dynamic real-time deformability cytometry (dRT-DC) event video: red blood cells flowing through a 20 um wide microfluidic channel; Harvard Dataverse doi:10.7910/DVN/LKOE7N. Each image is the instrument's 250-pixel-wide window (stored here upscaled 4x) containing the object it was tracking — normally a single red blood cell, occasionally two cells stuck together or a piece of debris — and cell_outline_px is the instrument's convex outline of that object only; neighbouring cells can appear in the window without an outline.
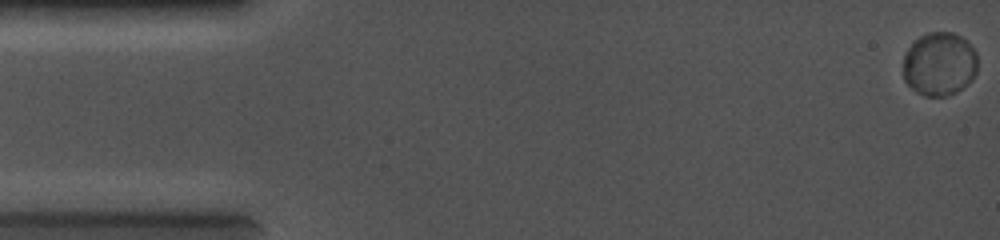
{"species": "common noctule bat (a hibernating species)", "species_latin": "Nyctalus noctula", "temperature_condition": "cold", "stored_images_in_passage": 17, "camera_frame_rate_fps": 5000, "um_per_image_px": 0.085, "animal": {"sex": "female", "body_mass_g": 19.0, "forearm_length_mm": 56.7}, "frame": {"image": 1, "passage_image": 1, "time_ms": 0.0, "image_size_px": [1000, 240], "cell_outline_px": [[976, 72], [972, 80], [968, 84], [956, 92], [944, 96], [924, 96], [916, 92], [904, 80], [904, 56], [912, 40], [928, 32], [952, 32], [968, 40], [976, 52]], "centroid_in_image_um": [79.85, 5.42], "position_along_channel_um": 5.2, "area_um2": 27.8}}
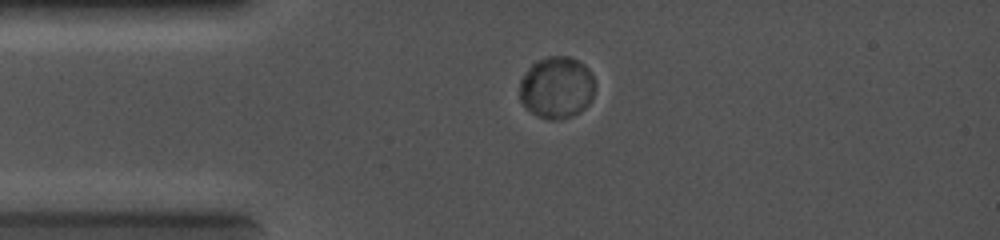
{"frame": {"image": 2, "passage_image": 10, "time_ms": 3.0, "image_size_px": [1000, 240], "cell_outline_px": [[596, 84], [592, 100], [580, 112], [572, 116], [556, 120], [548, 120], [532, 112], [520, 100], [520, 80], [528, 68], [532, 64], [548, 56], [568, 56], [584, 64], [588, 68]], "centroid_in_image_um": [47.34, 7.44], "position_along_channel_um": 37.7, "area_um2": 27.17}}
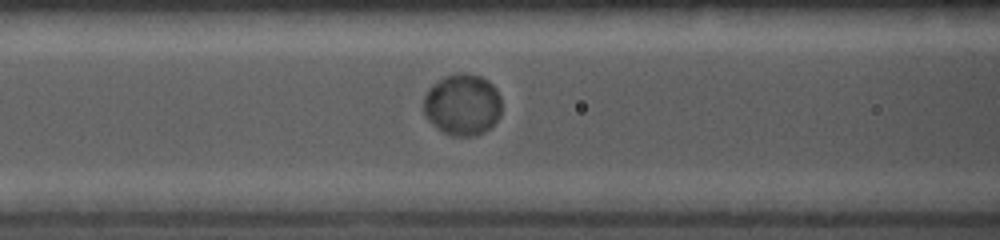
{"frame": {"image": 3, "passage_image": 17, "time_ms": 5.4, "image_size_px": [1000, 240], "cell_outline_px": [[500, 116], [484, 132], [472, 136], [452, 136], [444, 132], [432, 124], [428, 120], [424, 112], [424, 96], [428, 88], [432, 84], [444, 76], [460, 72], [480, 76], [488, 80], [496, 88], [500, 96]], "centroid_in_image_um": [39.29, 8.88], "position_along_channel_um": 127.3, "area_um2": 27.98}}